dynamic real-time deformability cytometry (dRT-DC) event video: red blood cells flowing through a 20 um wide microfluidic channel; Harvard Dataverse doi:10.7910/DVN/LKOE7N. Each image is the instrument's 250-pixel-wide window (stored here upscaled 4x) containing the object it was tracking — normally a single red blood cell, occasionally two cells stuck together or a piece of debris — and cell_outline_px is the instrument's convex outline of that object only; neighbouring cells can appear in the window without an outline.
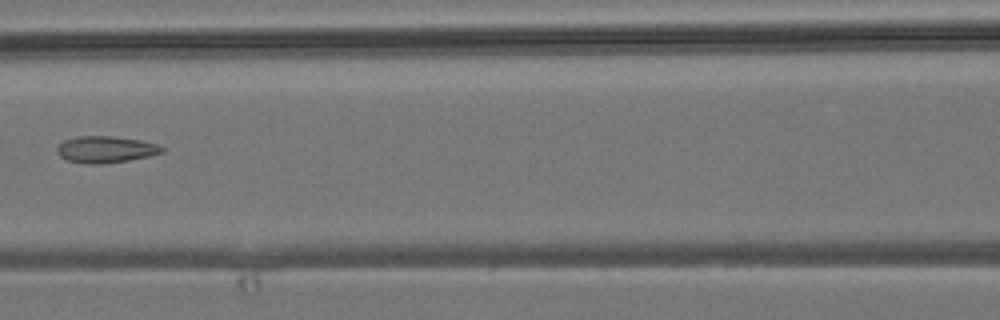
{"species": "common noctule bat (a hibernating species)", "species_latin": "Nyctalus noctula", "temperature_condition": "room temperature", "stored_images_in_passage": 4, "camera_frame_rate_fps": 3000, "um_per_image_px": 0.085, "animal": {"sex": "male", "body_mass_g": 19.2, "forearm_length_mm": 51.8}, "frame": {"image": 1, "passage_image": 4, "time_ms": 3.0, "image_size_px": [1000, 320], "cell_outline_px": [[164, 152], [148, 156], [128, 160], [100, 164], [84, 164], [68, 160], [60, 156], [56, 152], [56, 148], [64, 140], [80, 136], [112, 136], [140, 140], [156, 144], [164, 148]], "centroid_in_image_um": [8.96, 12.7], "position_along_channel_um": 157.6, "area_um2": 16.18}}